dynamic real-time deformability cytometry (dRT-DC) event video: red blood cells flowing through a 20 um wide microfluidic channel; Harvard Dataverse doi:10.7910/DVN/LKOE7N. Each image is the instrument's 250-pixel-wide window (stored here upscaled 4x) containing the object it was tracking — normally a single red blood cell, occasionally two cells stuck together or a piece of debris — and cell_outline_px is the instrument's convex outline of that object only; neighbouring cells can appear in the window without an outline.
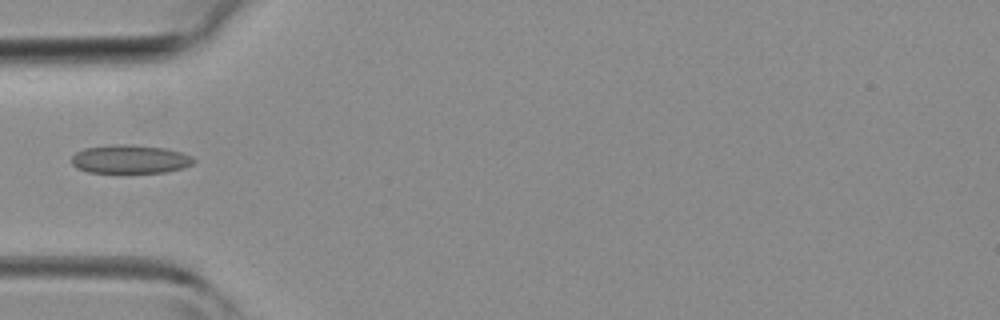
{"species": "common noctule bat (a hibernating species)", "species_latin": "Nyctalus noctula", "temperature_condition": "room temperature", "stored_images_in_passage": 25, "camera_frame_rate_fps": 3000, "um_per_image_px": 0.085, "animal": {"sex": "female", "body_mass_g": 19.3, "forearm_length_mm": 54.1}, "frame": {"image": 1, "passage_image": 1, "time_ms": 0.0, "image_size_px": [1000, 320], "cell_outline_px": [[196, 160], [192, 164], [184, 168], [168, 172], [88, 172], [76, 168], [72, 164], [72, 156], [76, 152], [84, 148], [124, 144], [128, 144], [164, 148], [180, 152], [192, 156]], "centroid_in_image_um": [11.07, 13.54], "position_along_channel_um": 73.9, "area_um2": 20.17}}
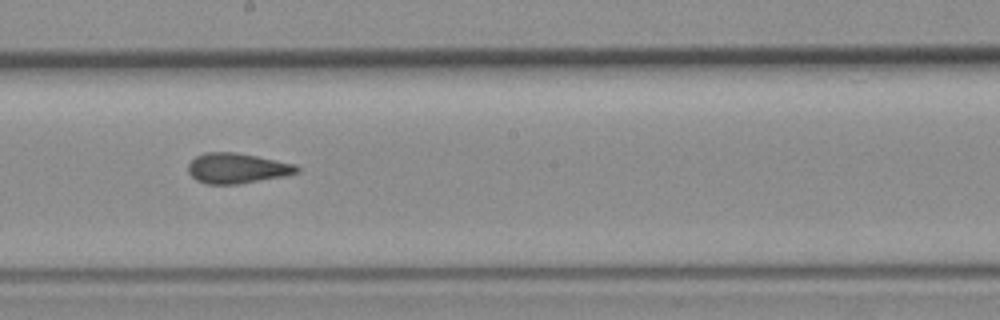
{"frame": {"image": 2, "passage_image": 11, "time_ms": 3.333, "image_size_px": [1000, 320], "cell_outline_px": [[300, 172], [284, 176], [240, 184], [208, 184], [196, 180], [188, 172], [188, 164], [196, 156], [204, 152], [236, 152], [296, 164], [300, 168]], "centroid_in_image_um": [20.16, 14.3], "position_along_channel_um": 228.0, "area_um2": 19.25}}
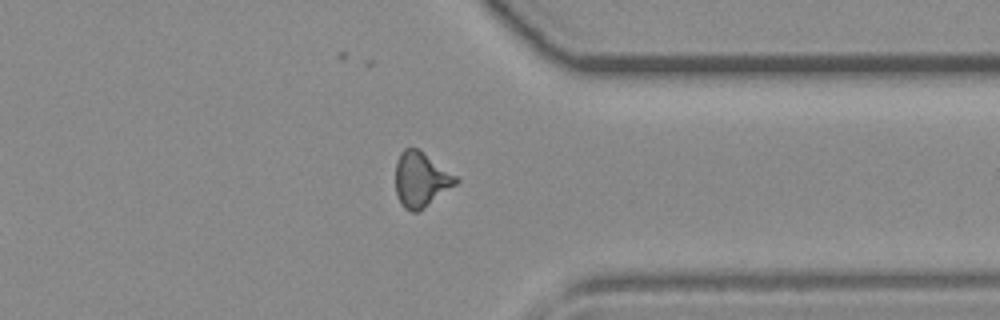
{"frame": {"image": 3, "passage_image": 21, "time_ms": 6.667, "image_size_px": [1000, 320], "cell_outline_px": [[460, 180], [456, 184], [420, 212], [412, 212], [404, 208], [400, 204], [396, 192], [396, 164], [400, 152], [404, 148], [416, 148], [456, 176]], "centroid_in_image_um": [35.76, 15.3], "position_along_channel_um": 375.6, "area_um2": 19.13}}